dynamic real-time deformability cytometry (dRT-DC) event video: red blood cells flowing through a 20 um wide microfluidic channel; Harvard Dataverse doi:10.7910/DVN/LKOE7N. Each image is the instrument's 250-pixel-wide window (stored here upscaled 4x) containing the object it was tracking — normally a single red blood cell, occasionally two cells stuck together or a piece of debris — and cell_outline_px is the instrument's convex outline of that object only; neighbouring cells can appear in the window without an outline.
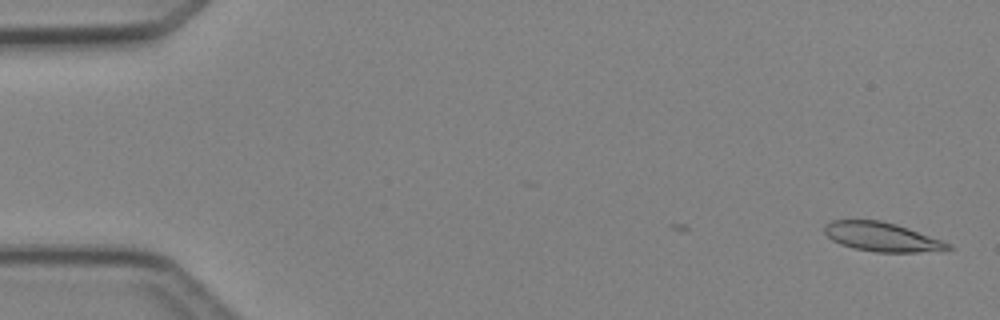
{"species": "Egyptian fruit bat (a non-hibernating species)", "species_latin": "Rousettus aegyptiacus", "temperature_condition": "cold", "stored_images_in_passage": 3, "camera_frame_rate_fps": 3000, "um_per_image_px": 0.085, "animal": {"sex": "female"}, "frame": {"image": 1, "passage_image": 3, "time_ms": 0.667, "image_size_px": [1000, 320], "cell_outline_px": [[952, 248], [916, 252], [876, 252], [856, 248], [840, 244], [832, 240], [824, 232], [824, 224], [832, 220], [880, 220], [896, 224], [944, 240], [952, 244]], "centroid_in_image_um": [74.95, 20.12], "position_along_channel_um": 10.1, "area_um2": 20.81}}